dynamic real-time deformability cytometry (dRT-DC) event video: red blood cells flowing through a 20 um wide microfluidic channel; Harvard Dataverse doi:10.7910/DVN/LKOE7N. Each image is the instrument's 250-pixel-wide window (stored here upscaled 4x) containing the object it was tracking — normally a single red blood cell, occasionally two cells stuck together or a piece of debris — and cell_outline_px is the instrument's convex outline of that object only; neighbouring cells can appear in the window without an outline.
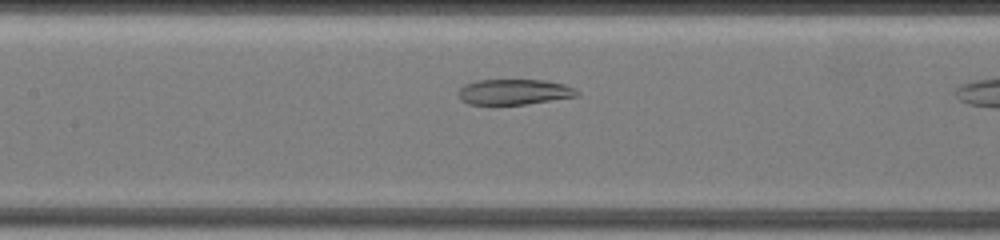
{"species": "common noctule bat (a hibernating species)", "species_latin": "Nyctalus noctula", "temperature_condition": "warm", "stored_images_in_passage": 10, "camera_frame_rate_fps": 3000, "um_per_image_px": 0.085, "animal": {"sex": "female", "body_mass_g": 19.5, "forearm_length_mm": 54.1}, "frame": {"image": 1, "passage_image": 8, "time_ms": 2.0, "image_size_px": [1000, 240], "cell_outline_px": [[580, 92], [576, 96], [524, 104], [468, 104], [460, 100], [456, 92], [464, 84], [476, 80], [544, 80], [564, 84], [576, 88]], "centroid_in_image_um": [43.65, 7.8], "position_along_channel_um": 163.7, "area_um2": 17.63}}